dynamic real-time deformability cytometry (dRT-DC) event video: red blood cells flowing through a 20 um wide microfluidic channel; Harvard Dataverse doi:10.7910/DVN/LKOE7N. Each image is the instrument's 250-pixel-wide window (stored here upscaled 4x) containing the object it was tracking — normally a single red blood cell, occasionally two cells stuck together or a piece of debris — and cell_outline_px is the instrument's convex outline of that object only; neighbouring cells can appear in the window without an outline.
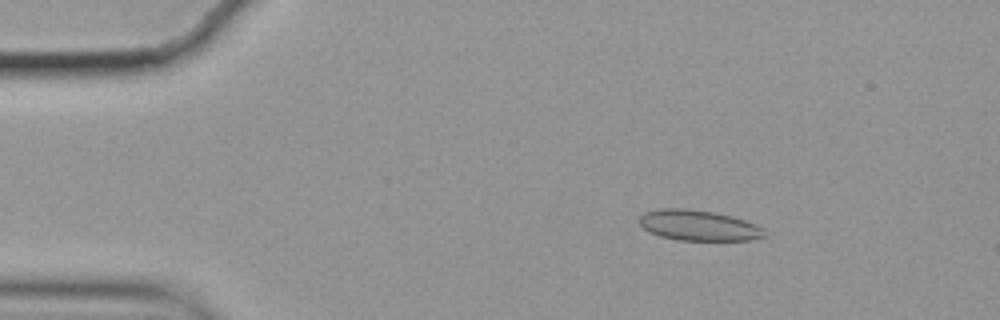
{"species": "common noctule bat (a hibernating species)", "species_latin": "Nyctalus noctula", "temperature_condition": "cold", "stored_images_in_passage": 56, "camera_frame_rate_fps": 3000, "um_per_image_px": 0.085, "animal": {"sex": "female", "body_mass_g": 19.9}, "frame": {"image": 1, "passage_image": 8, "time_ms": 2.333, "image_size_px": [1000, 320], "cell_outline_px": [[768, 236], [748, 240], [680, 240], [660, 236], [648, 232], [640, 224], [640, 216], [644, 212], [660, 208], [684, 208], [716, 212], [732, 216], [756, 224], [764, 228]], "centroid_in_image_um": [59.4, 19.15], "position_along_channel_um": 25.6, "area_um2": 22.43}}
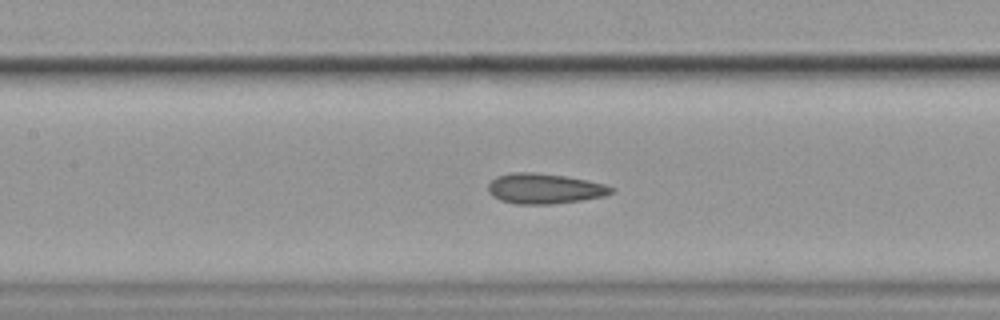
{"frame": {"image": 2, "passage_image": 25, "time_ms": 8.0, "image_size_px": [1000, 320], "cell_outline_px": [[616, 192], [604, 196], [580, 200], [552, 204], [516, 204], [500, 200], [492, 196], [488, 192], [488, 184], [496, 176], [512, 172], [532, 172], [564, 176], [588, 180], [604, 184], [616, 188]], "centroid_in_image_um": [46.29, 16.03], "position_along_channel_um": 161.1, "area_um2": 21.85}}
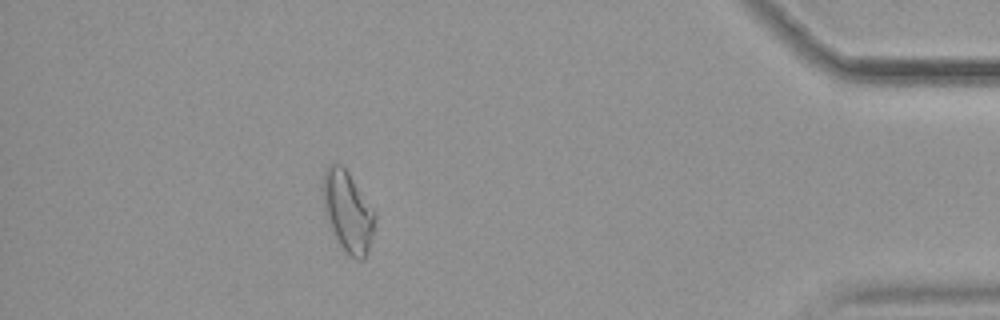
{"frame": {"image": 3, "passage_image": 50, "time_ms": 16.333, "image_size_px": [1000, 320], "cell_outline_px": [[376, 216], [372, 236], [364, 260], [356, 260], [348, 256], [336, 244], [328, 228], [324, 216], [324, 172], [336, 160], [348, 172], [376, 212]], "centroid_in_image_um": [29.55, 18.07], "position_along_channel_um": 405.7, "area_um2": 24.91}, "authors_computed_cell_mechanics": {"area_um2": 22.253, "velocity_mm_per_s": 3.5216, "shape_relaxation_time_tau1_ms": null, "shape_relaxation_time_tau2_ms": 2.2587, "deformation_change_tau1": null, "deformation_change_tau2": 0.0882}}